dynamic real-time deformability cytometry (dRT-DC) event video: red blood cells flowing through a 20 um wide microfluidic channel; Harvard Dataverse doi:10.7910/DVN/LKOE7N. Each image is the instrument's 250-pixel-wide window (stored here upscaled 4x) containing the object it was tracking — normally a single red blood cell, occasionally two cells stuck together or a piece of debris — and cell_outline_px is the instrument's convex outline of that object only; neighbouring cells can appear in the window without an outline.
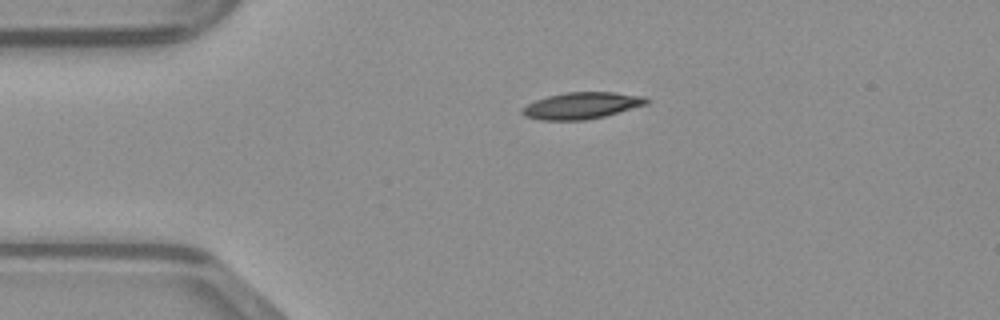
{"species": "common noctule bat (a hibernating species)", "species_latin": "Nyctalus noctula", "temperature_condition": "warm", "stored_images_in_passage": 39, "camera_frame_rate_fps": 3000, "um_per_image_px": 0.085, "animal": {"sex": "male", "body_mass_g": 23.1, "forearm_length_mm": 52.7}, "frame": {"image": 1, "passage_image": 1, "time_ms": 0.0, "image_size_px": [1000, 320], "cell_outline_px": [[648, 104], [604, 116], [584, 120], [540, 120], [524, 116], [520, 112], [520, 108], [536, 100], [548, 96], [568, 92], [612, 92], [644, 96], [648, 100]], "centroid_in_image_um": [49.41, 8.98], "position_along_channel_um": 35.6, "area_um2": 19.19}}
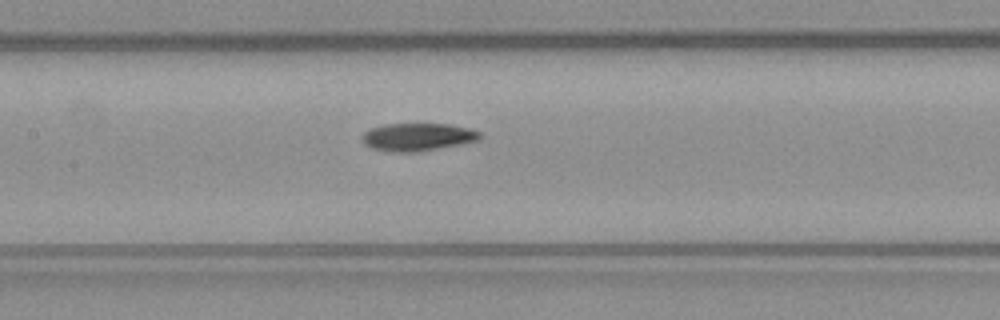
{"frame": {"image": 2, "passage_image": 13, "time_ms": 4.0, "image_size_px": [1000, 320], "cell_outline_px": [[484, 136], [480, 140], [464, 144], [416, 152], [392, 152], [372, 148], [364, 144], [364, 132], [368, 128], [384, 124], [448, 124], [468, 128], [480, 132]], "centroid_in_image_um": [35.54, 11.64], "position_along_channel_um": 171.9, "area_um2": 19.19}}
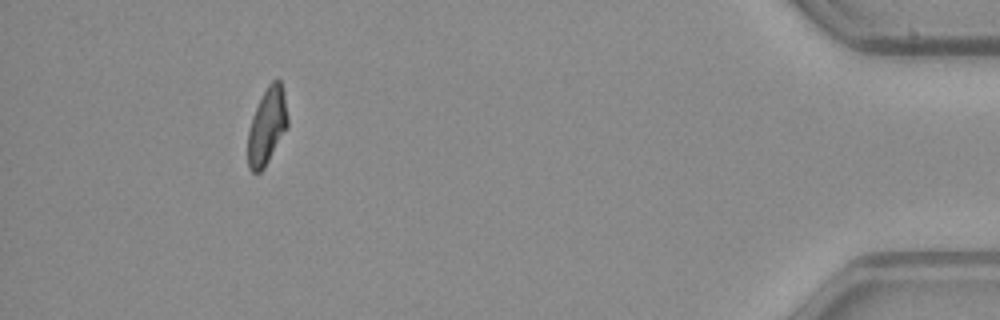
{"frame": {"image": 3, "passage_image": 35, "time_ms": 11.333, "image_size_px": [1000, 320], "cell_outline_px": [[288, 128], [264, 168], [260, 172], [252, 172], [248, 168], [248, 132], [252, 116], [268, 84], [272, 80], [280, 80], [284, 92], [288, 116]], "centroid_in_image_um": [22.71, 10.74], "position_along_channel_um": 412.5, "area_um2": 17.8}}